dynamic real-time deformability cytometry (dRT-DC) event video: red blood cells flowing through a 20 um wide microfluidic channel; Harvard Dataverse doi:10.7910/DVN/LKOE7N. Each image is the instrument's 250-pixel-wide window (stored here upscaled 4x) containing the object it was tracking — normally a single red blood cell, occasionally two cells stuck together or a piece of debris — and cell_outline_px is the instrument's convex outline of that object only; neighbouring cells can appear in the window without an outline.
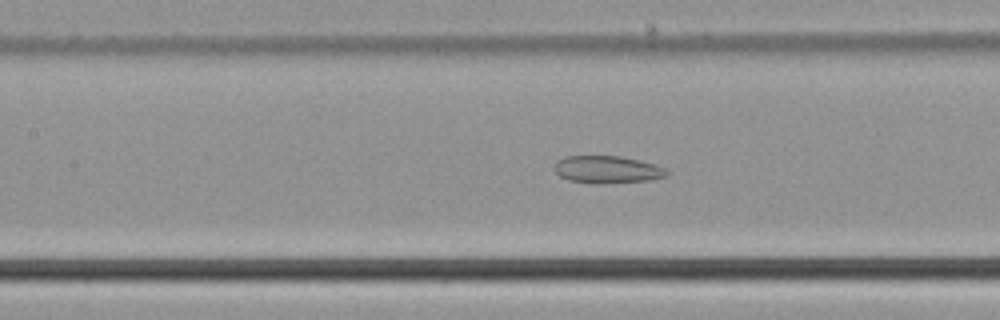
{"species": "common noctule bat (a hibernating species)", "species_latin": "Nyctalus noctula", "temperature_condition": "cold", "stored_images_in_passage": 41, "camera_frame_rate_fps": 3000, "um_per_image_px": 0.085, "animal": {"sex": "male", "body_mass_g": 21.5, "forearm_length_mm": 52.0}, "frame": {"image": 1, "passage_image": 11, "time_ms": 3.333, "image_size_px": [1000, 320], "cell_outline_px": [[668, 176], [648, 180], [604, 184], [592, 184], [568, 180], [560, 176], [556, 172], [556, 160], [564, 156], [620, 156], [656, 164], [664, 168], [668, 172]], "centroid_in_image_um": [51.61, 14.42], "position_along_channel_um": 155.8, "area_um2": 18.03}}
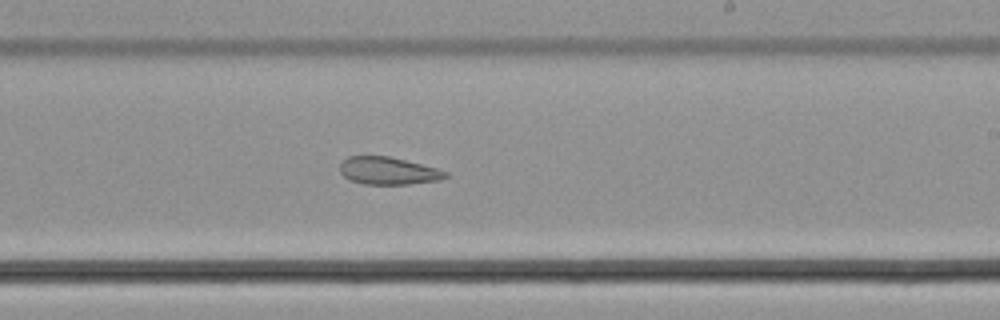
{"frame": {"image": 2, "passage_image": 19, "time_ms": 6.0, "image_size_px": [1000, 320], "cell_outline_px": [[448, 176], [440, 180], [408, 184], [364, 184], [348, 180], [340, 172], [340, 164], [348, 156], [388, 156], [436, 168], [448, 172]], "centroid_in_image_um": [32.98, 14.52], "position_along_channel_um": 256.0, "area_um2": 16.82}}
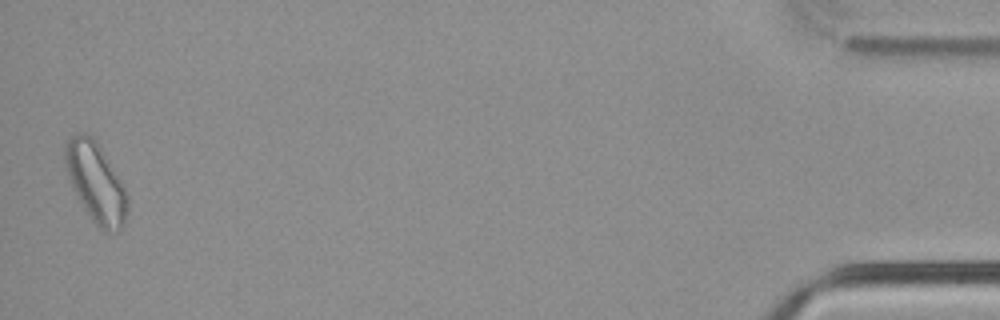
{"frame": {"image": 3, "passage_image": 40, "time_ms": 13.0, "image_size_px": [1000, 320], "cell_outline_px": [[128, 212], [124, 224], [120, 232], [108, 232], [100, 228], [92, 220], [80, 200], [68, 176], [64, 164], [64, 144], [68, 136], [76, 132], [80, 132], [92, 136], [96, 140], [120, 180], [128, 196]], "centroid_in_image_um": [8.14, 15.49], "position_along_channel_um": 427.1, "area_um2": 28.84}, "authors_computed_cell_mechanics": {"area_um2": 19.3052, "velocity_mm_per_s": 3.769, "shape_relaxation_time_tau1_ms": null, "shape_relaxation_time_tau2_ms": 4.841, "deformation_change_tau1": null, "deformation_change_tau2": 0.1122}}